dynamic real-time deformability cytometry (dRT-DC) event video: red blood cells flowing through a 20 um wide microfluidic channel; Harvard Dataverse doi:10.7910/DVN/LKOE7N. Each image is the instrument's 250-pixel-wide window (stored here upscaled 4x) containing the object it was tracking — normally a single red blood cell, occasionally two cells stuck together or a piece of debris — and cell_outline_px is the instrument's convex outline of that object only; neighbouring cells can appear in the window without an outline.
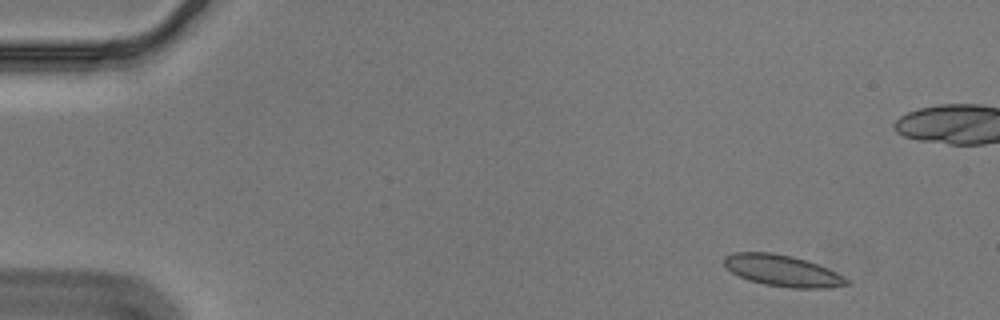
{"species": "Egyptian fruit bat (a non-hibernating species)", "species_latin": "Rousettus aegyptiacus", "temperature_condition": "cold", "stored_images_in_passage": 12, "camera_frame_rate_fps": 3000, "um_per_image_px": 0.085, "animal": {"sex": "male"}, "frame": {"image": 1, "passage_image": 1, "time_ms": 0.0, "image_size_px": [1000, 320], "cell_outline_px": [[848, 284], [828, 288], [792, 288], [764, 284], [748, 280], [732, 272], [724, 264], [724, 256], [732, 252], [772, 252], [792, 256], [808, 260], [836, 272], [844, 276], [848, 280]], "centroid_in_image_um": [66.5, 23.0], "position_along_channel_um": 18.5, "area_um2": 22.37}}